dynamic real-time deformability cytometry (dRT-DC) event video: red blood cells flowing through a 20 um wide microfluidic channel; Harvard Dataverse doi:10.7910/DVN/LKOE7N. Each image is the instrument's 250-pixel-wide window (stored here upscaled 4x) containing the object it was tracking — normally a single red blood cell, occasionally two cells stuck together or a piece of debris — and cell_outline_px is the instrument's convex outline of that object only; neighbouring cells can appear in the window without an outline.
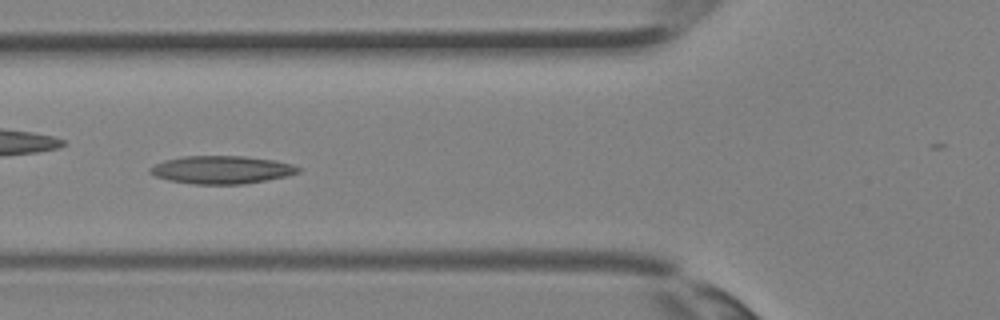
{"species": "Egyptian fruit bat (a non-hibernating species)", "species_latin": "Rousettus aegyptiacus", "temperature_condition": "room temperature", "stored_images_in_passage": 28, "camera_frame_rate_fps": 3000, "um_per_image_px": 0.085, "animal": {"sex": "female"}, "frame": {"image": 1, "passage_image": 5, "time_ms": 1.333, "image_size_px": [1000, 320], "cell_outline_px": [[304, 168], [300, 172], [288, 176], [244, 184], [192, 184], [168, 180], [156, 176], [148, 172], [148, 168], [164, 160], [184, 156], [244, 156], [272, 160], [292, 164]], "centroid_in_image_um": [18.85, 14.43], "position_along_channel_um": 106.9, "area_um2": 24.22}}
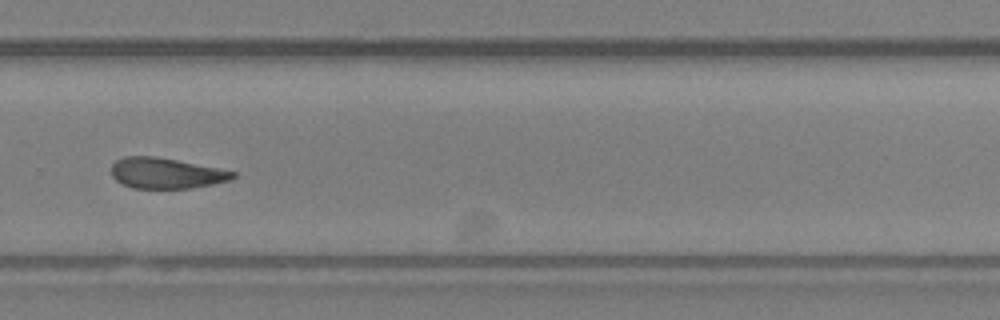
{"frame": {"image": 2, "passage_image": 16, "time_ms": 5.0, "image_size_px": [1000, 320], "cell_outline_px": [[236, 176], [232, 180], [192, 188], [132, 188], [116, 180], [112, 176], [112, 164], [116, 160], [124, 156], [156, 156], [220, 168], [236, 172]], "centroid_in_image_um": [14.14, 14.71], "position_along_channel_um": 315.7, "area_um2": 21.79}}
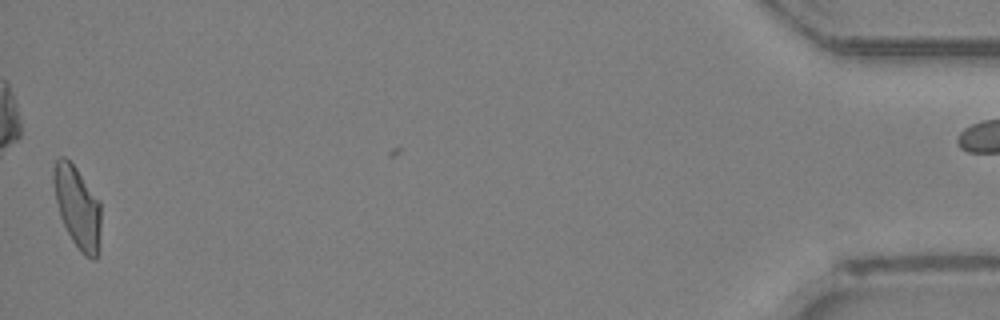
{"frame": {"image": 3, "passage_image": 27, "time_ms": 8.667, "image_size_px": [1000, 320], "cell_outline_px": [[100, 228], [96, 260], [92, 260], [84, 256], [80, 252], [72, 240], [60, 216], [56, 200], [52, 180], [52, 168], [56, 160], [60, 156], [64, 156], [76, 168], [100, 200]], "centroid_in_image_um": [6.57, 17.59], "position_along_channel_um": 428.6, "area_um2": 22.54}}